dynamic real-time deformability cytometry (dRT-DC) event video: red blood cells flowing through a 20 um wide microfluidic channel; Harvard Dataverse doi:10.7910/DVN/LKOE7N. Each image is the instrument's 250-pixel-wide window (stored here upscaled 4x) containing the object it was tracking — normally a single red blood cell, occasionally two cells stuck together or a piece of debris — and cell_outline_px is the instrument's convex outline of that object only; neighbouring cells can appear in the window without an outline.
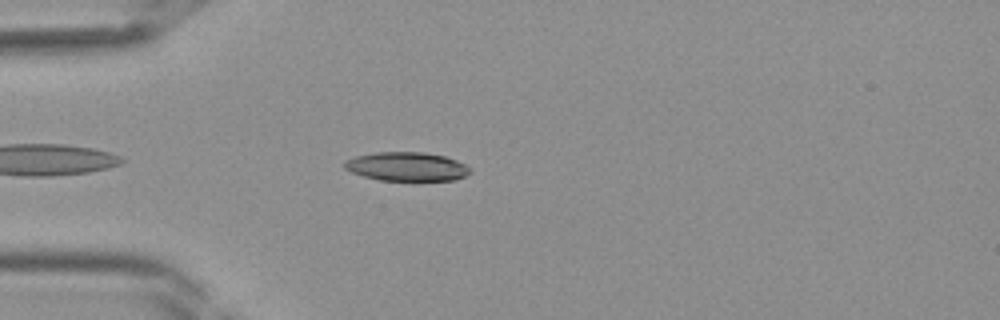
{"species": "Egyptian fruit bat (a non-hibernating species)", "species_latin": "Rousettus aegyptiacus", "temperature_condition": "room temperature", "stored_images_in_passage": 33, "camera_frame_rate_fps": 3000, "um_per_image_px": 0.085, "frame": {"image": 1, "passage_image": 4, "time_ms": 1.0, "image_size_px": [1000, 320], "cell_outline_px": [[472, 172], [456, 180], [380, 180], [364, 176], [352, 172], [344, 168], [344, 160], [356, 156], [376, 152], [424, 152], [444, 156], [456, 160], [464, 164]], "centroid_in_image_um": [34.56, 14.15], "position_along_channel_um": 50.4, "area_um2": 20.98}}
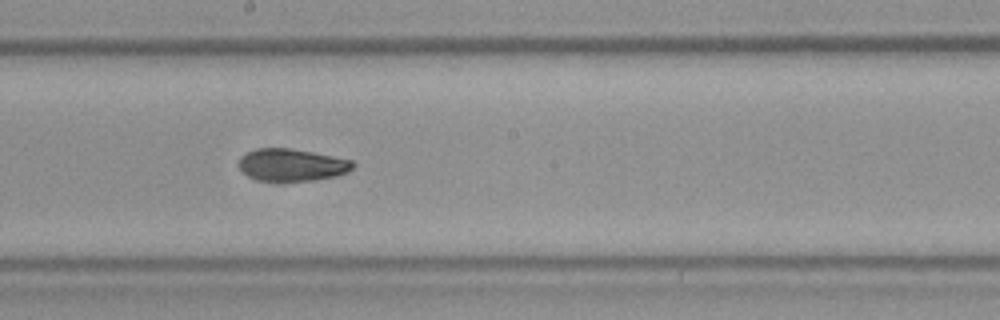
{"frame": {"image": 2, "passage_image": 15, "time_ms": 4.667, "image_size_px": [1000, 320], "cell_outline_px": [[356, 164], [348, 172], [336, 176], [316, 180], [256, 180], [240, 172], [236, 164], [240, 156], [248, 152], [260, 148], [292, 148], [352, 160]], "centroid_in_image_um": [24.76, 14.01], "position_along_channel_um": 223.4, "area_um2": 21.56}}
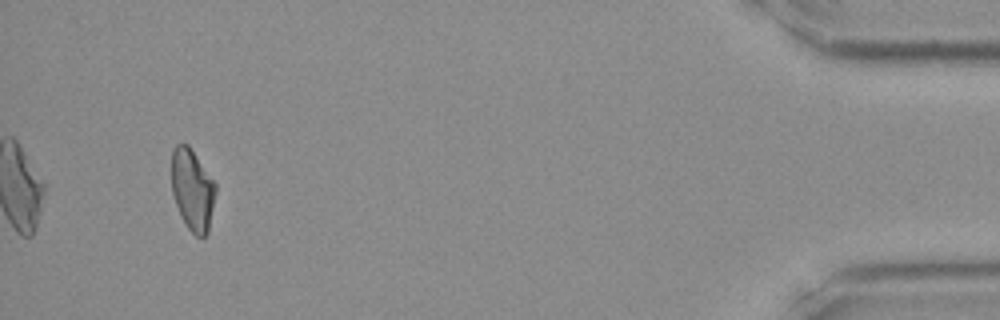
{"frame": {"image": 3, "passage_image": 31, "time_ms": 10.0, "image_size_px": [1000, 320], "cell_outline_px": [[216, 192], [208, 232], [204, 236], [196, 236], [188, 228], [180, 216], [172, 192], [172, 148], [176, 144], [188, 144], [216, 184]], "centroid_in_image_um": [16.35, 16.12], "position_along_channel_um": 418.8, "area_um2": 20.81}}